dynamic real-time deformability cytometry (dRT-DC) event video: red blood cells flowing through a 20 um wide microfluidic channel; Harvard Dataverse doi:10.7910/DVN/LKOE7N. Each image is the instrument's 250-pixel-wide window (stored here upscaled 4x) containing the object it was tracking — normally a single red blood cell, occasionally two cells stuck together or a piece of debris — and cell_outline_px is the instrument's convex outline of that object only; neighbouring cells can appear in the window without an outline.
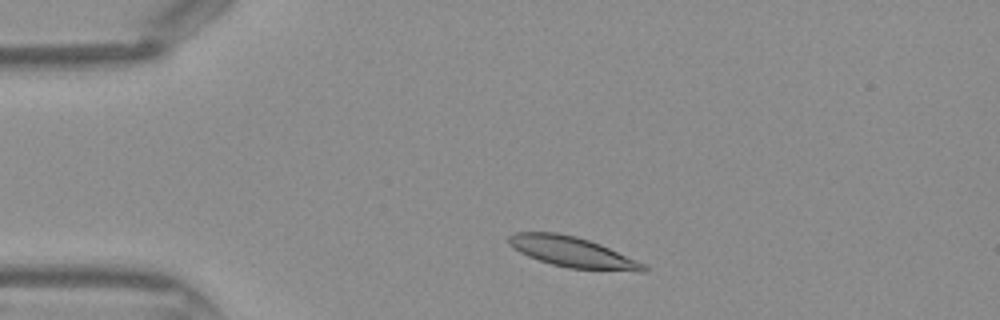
{"species": "Egyptian fruit bat (a non-hibernating species)", "species_latin": "Rousettus aegyptiacus", "temperature_condition": "warm", "stored_images_in_passage": 38, "camera_frame_rate_fps": 3000, "um_per_image_px": 0.085, "frame": {"image": 1, "passage_image": 4, "time_ms": 1.0, "image_size_px": [1000, 320], "cell_outline_px": [[648, 272], [640, 272], [568, 268], [552, 264], [528, 256], [512, 248], [508, 244], [508, 236], [516, 232], [556, 232], [576, 236], [600, 244], [636, 260], [644, 264], [648, 268]], "centroid_in_image_um": [48.65, 21.43], "position_along_channel_um": 36.3, "area_um2": 23.87}}
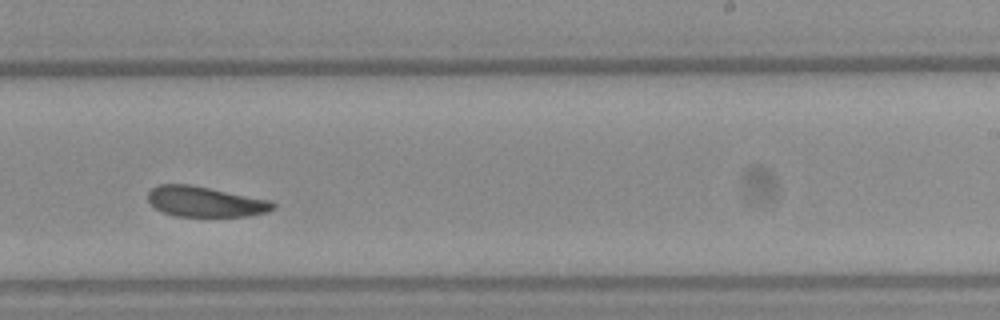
{"frame": {"image": 2, "passage_image": 22, "time_ms": 7.0, "image_size_px": [1000, 320], "cell_outline_px": [[276, 208], [268, 212], [248, 216], [176, 216], [164, 212], [156, 208], [148, 200], [148, 192], [156, 184], [188, 184], [272, 200], [276, 204]], "centroid_in_image_um": [17.48, 17.14], "position_along_channel_um": 271.5, "area_um2": 22.14}}
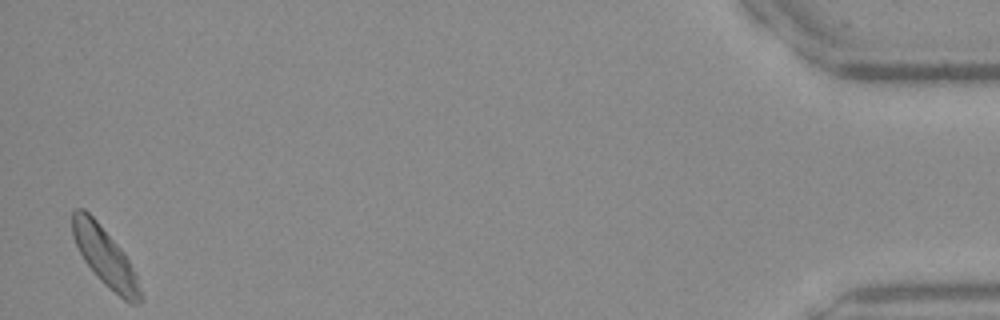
{"frame": {"image": 3, "passage_image": 38, "time_ms": 12.333, "image_size_px": [1000, 320], "cell_outline_px": [[144, 300], [140, 304], [128, 304], [108, 288], [96, 276], [84, 260], [72, 236], [72, 212], [76, 208], [84, 208], [96, 220], [124, 252], [136, 272], [144, 296]], "centroid_in_image_um": [8.98, 21.9], "position_along_channel_um": 426.2, "area_um2": 23.52}}